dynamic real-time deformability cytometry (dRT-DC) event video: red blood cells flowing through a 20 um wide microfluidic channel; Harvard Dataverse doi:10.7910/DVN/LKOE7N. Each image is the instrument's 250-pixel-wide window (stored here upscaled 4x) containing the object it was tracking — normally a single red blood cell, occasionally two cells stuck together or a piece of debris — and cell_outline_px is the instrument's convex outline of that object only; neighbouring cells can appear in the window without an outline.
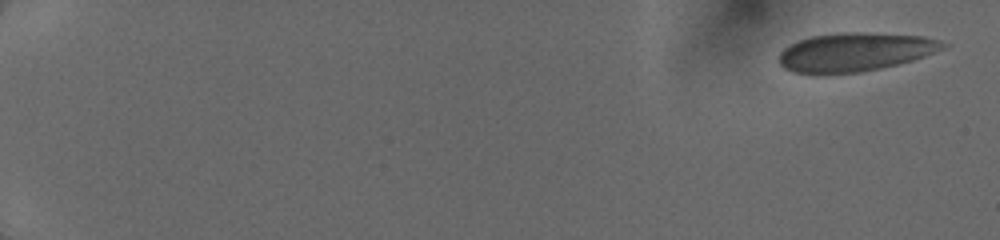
{"species": "human", "species_latin": "Homo sapiens", "temperature_condition": "cold", "stored_images_in_passage": 50, "camera_frame_rate_fps": 3000, "um_per_image_px": 0.085, "donor": {"sex": "female"}, "frame": {"image": 1, "passage_image": 1, "time_ms": 0.0, "image_size_px": [1000, 240], "cell_outline_px": [[948, 48], [912, 60], [880, 68], [860, 72], [812, 76], [792, 72], [784, 68], [780, 64], [780, 52], [784, 48], [800, 40], [812, 36], [844, 32], [860, 32], [924, 36], [940, 40], [948, 44]], "centroid_in_image_um": [72.67, 4.45], "position_along_channel_um": 12.3, "area_um2": 37.34}}
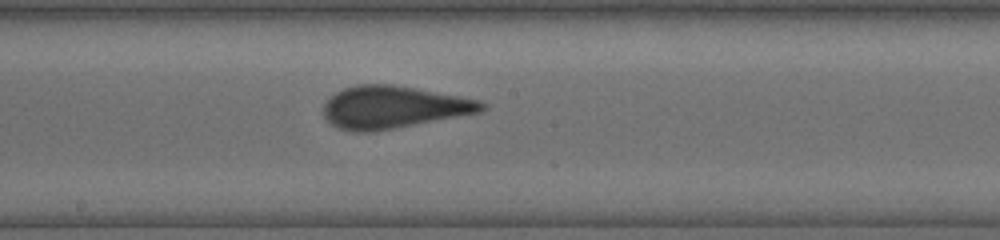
{"frame": {"image": 2, "passage_image": 30, "time_ms": 9.667, "image_size_px": [1000, 240], "cell_outline_px": [[488, 108], [480, 112], [392, 128], [368, 132], [352, 132], [340, 128], [332, 124], [324, 116], [324, 104], [336, 92], [344, 88], [356, 84], [392, 84], [416, 88], [480, 100], [488, 104]], "centroid_in_image_um": [33.44, 9.1], "position_along_channel_um": 214.8, "area_um2": 38.67}}
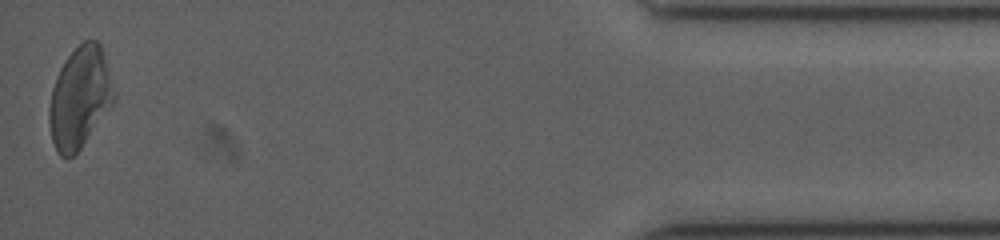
{"frame": {"image": 3, "passage_image": 50, "time_ms": 16.333, "image_size_px": [1000, 240], "cell_outline_px": [[116, 96], [112, 104], [80, 148], [68, 160], [60, 156], [56, 152], [52, 140], [48, 120], [48, 108], [52, 88], [56, 76], [60, 68], [68, 56], [84, 40], [96, 40], [100, 44], [116, 92]], "centroid_in_image_um": [6.76, 8.31], "position_along_channel_um": 428.4, "area_um2": 37.97}}